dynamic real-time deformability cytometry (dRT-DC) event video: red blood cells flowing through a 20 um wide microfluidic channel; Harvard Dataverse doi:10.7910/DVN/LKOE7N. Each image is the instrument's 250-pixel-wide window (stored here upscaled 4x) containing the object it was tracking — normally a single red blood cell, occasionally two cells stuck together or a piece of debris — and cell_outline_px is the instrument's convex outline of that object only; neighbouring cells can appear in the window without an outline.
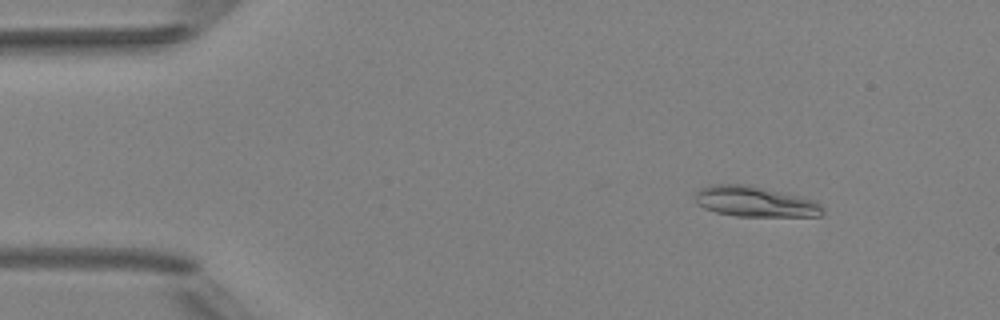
{"species": "Egyptian fruit bat (a non-hibernating species)", "species_latin": "Rousettus aegyptiacus", "temperature_condition": "room temperature", "stored_images_in_passage": 6, "camera_frame_rate_fps": 3000, "um_per_image_px": 0.085, "animal": {"sex": "female"}, "frame": {"image": 1, "passage_image": 2, "time_ms": 1.333, "image_size_px": [1000, 320], "cell_outline_px": [[824, 212], [820, 216], [736, 216], [716, 212], [704, 208], [696, 204], [696, 192], [700, 188], [712, 184], [748, 184], [804, 196], [816, 200], [824, 208]], "centroid_in_image_um": [64.22, 17.12], "position_along_channel_um": 20.8, "area_um2": 23.0}}
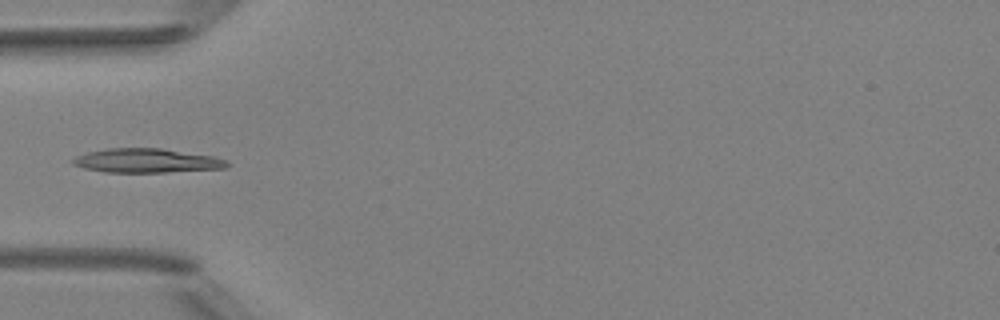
{"frame": {"image": 2, "passage_image": 5, "time_ms": 4.667, "image_size_px": [1000, 320], "cell_outline_px": [[228, 168], [168, 172], [104, 172], [84, 168], [72, 164], [72, 160], [76, 156], [88, 152], [108, 148], [160, 148], [212, 156], [228, 160]], "centroid_in_image_um": [12.47, 13.66], "position_along_channel_um": 72.5, "area_um2": 21.62}}
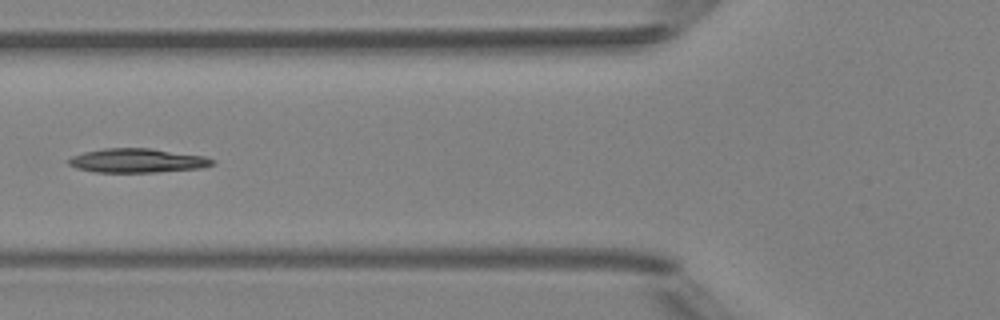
{"frame": {"image": 3, "passage_image": 6, "time_ms": 5.667, "image_size_px": [1000, 320], "cell_outline_px": [[216, 160], [212, 164], [204, 168], [156, 172], [96, 172], [76, 168], [68, 164], [64, 160], [72, 156], [84, 152], [104, 148], [152, 148], [204, 156]], "centroid_in_image_um": [11.65, 13.65], "position_along_channel_um": 114.1, "area_um2": 20.35}}